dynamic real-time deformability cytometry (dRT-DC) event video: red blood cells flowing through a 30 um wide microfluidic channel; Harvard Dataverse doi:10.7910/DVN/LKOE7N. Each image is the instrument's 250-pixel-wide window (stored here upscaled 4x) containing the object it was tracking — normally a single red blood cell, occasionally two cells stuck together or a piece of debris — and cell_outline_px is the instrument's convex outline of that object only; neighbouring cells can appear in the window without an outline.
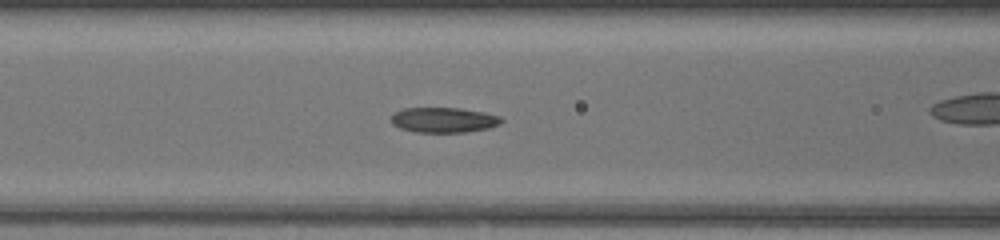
{"species": "common noctule bat (a hibernating species)", "species_latin": "Nyctalus noctula", "temperature_condition": "warm", "stored_images_in_passage": 41, "camera_frame_rate_fps": 3000, "um_per_image_px": 0.085, "animal": {"sex": "female", "body_mass_g": 17.0, "forearm_length_mm": 48.0}, "frame": {"image": 1, "passage_image": 22, "time_ms": 7.0, "image_size_px": [1000, 240], "cell_outline_px": [[504, 120], [500, 124], [488, 128], [464, 132], [416, 132], [400, 128], [392, 124], [392, 116], [396, 112], [404, 108], [460, 108], [484, 112], [500, 116]], "centroid_in_image_um": [37.74, 10.19], "position_along_channel_um": 128.9, "area_um2": 16.07}}
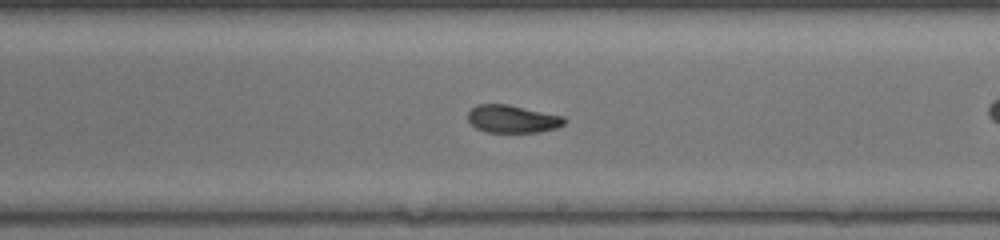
{"frame": {"image": 2, "passage_image": 30, "time_ms": 9.667, "image_size_px": [1000, 240], "cell_outline_px": [[568, 120], [564, 124], [556, 128], [540, 132], [484, 132], [476, 128], [468, 120], [468, 112], [476, 104], [508, 104], [564, 116]], "centroid_in_image_um": [43.57, 10.11], "position_along_channel_um": 245.4, "area_um2": 15.72}}
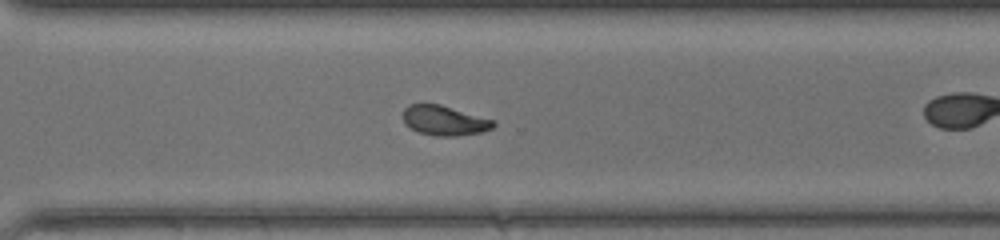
{"frame": {"image": 3, "passage_image": 36, "time_ms": 11.667, "image_size_px": [1000, 240], "cell_outline_px": [[496, 124], [492, 128], [480, 132], [456, 136], [432, 136], [420, 132], [404, 124], [404, 108], [408, 104], [440, 104], [496, 120]], "centroid_in_image_um": [37.79, 10.24], "position_along_channel_um": 332.8, "area_um2": 15.72}}